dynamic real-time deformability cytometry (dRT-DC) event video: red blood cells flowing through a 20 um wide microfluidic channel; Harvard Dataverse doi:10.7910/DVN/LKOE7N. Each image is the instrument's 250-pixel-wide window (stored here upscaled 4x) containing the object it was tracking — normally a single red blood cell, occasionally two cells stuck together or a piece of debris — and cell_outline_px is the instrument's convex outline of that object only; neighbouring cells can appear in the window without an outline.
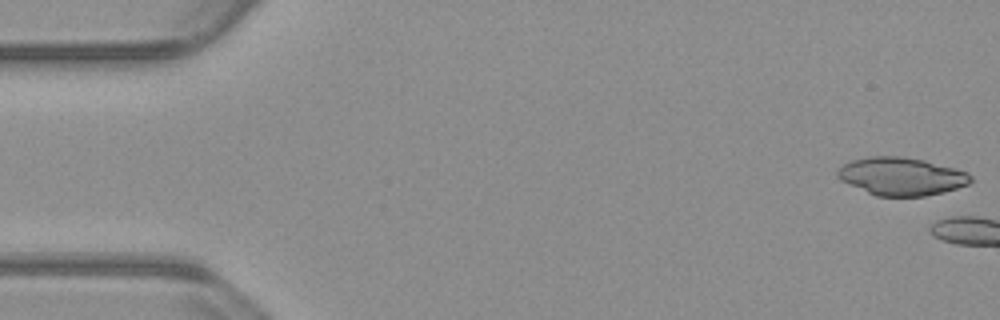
{"species": "common noctule bat (a hibernating species)", "species_latin": "Nyctalus noctula", "temperature_condition": "warm", "stored_images_in_passage": 3, "camera_frame_rate_fps": 3000, "um_per_image_px": 0.085, "animal": {"sex": "male", "body_mass_g": 23.1, "forearm_length_mm": 52.7}, "frame": {"image": 1, "passage_image": 1, "time_ms": 0.0, "image_size_px": [1000, 320], "cell_outline_px": [[972, 180], [968, 184], [944, 192], [924, 196], [876, 196], [848, 184], [840, 180], [836, 176], [836, 172], [844, 164], [852, 160], [868, 156], [904, 156], [924, 160], [956, 168], [968, 172], [972, 176]], "centroid_in_image_um": [76.62, 14.98], "position_along_channel_um": 8.4, "area_um2": 29.54}}